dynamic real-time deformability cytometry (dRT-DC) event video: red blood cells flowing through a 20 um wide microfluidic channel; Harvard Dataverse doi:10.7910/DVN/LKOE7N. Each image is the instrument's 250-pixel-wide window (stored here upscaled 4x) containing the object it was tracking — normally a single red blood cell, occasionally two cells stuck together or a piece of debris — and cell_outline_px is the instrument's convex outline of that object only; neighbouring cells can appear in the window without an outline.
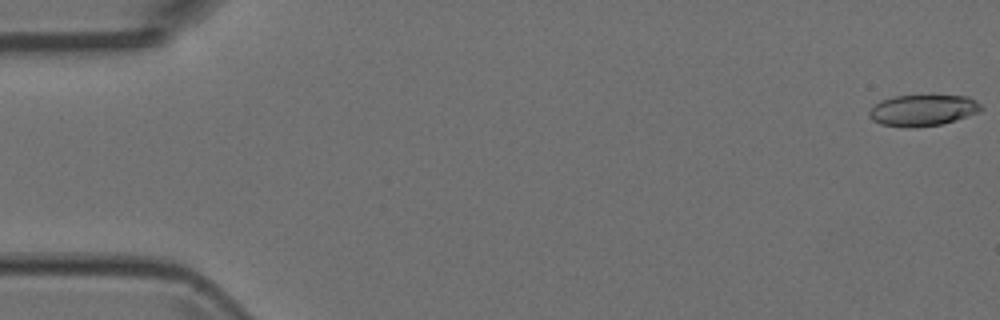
{"species": "Egyptian fruit bat (a non-hibernating species)", "species_latin": "Rousettus aegyptiacus", "temperature_condition": "room temperature", "stored_images_in_passage": 5, "camera_frame_rate_fps": 3000, "um_per_image_px": 0.085, "animal": {"sex": "female"}, "frame": {"image": 1, "passage_image": 1, "time_ms": 0.0, "image_size_px": [1000, 320], "cell_outline_px": [[984, 108], [980, 112], [956, 120], [940, 124], [912, 128], [880, 124], [872, 120], [868, 116], [868, 112], [880, 100], [896, 96], [932, 92], [968, 96], [976, 100]], "centroid_in_image_um": [78.49, 9.31], "position_along_channel_um": 6.5, "area_um2": 21.39}}
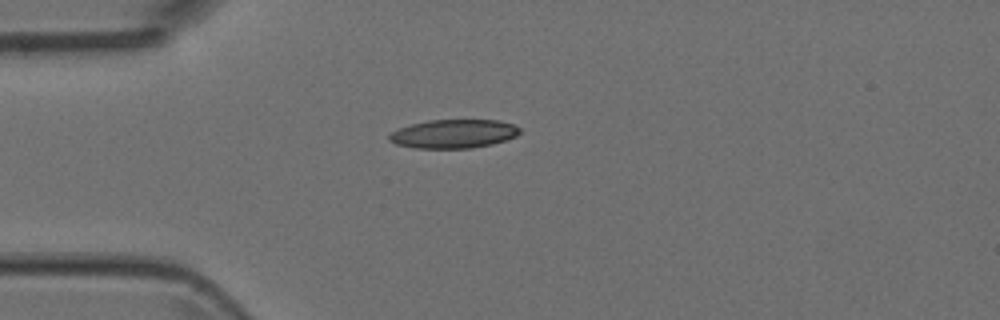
{"frame": {"image": 2, "passage_image": 5, "time_ms": 1.333, "image_size_px": [1000, 320], "cell_outline_px": [[520, 132], [516, 136], [492, 144], [468, 148], [416, 148], [396, 144], [388, 140], [388, 136], [392, 132], [400, 128], [412, 124], [428, 120], [500, 120], [512, 124], [520, 128]], "centroid_in_image_um": [38.55, 11.37], "position_along_channel_um": 46.4, "area_um2": 21.68}}